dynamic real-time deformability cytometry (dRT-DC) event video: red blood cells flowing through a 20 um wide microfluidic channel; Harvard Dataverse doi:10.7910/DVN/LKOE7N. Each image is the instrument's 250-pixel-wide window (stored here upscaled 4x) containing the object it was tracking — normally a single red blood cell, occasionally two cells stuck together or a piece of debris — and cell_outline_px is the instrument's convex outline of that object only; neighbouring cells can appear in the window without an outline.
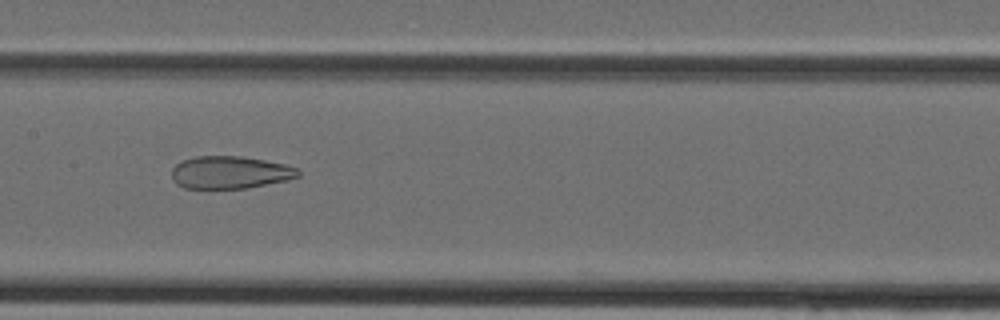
{"species": "Egyptian fruit bat (a non-hibernating species)", "species_latin": "Rousettus aegyptiacus", "temperature_condition": "cold", "stored_images_in_passage": 33, "camera_frame_rate_fps": 3000, "um_per_image_px": 0.085, "animal": {"sex": "female"}, "frame": {"image": 1, "passage_image": 13, "time_ms": 4.0, "image_size_px": [1000, 320], "cell_outline_px": [[300, 176], [288, 180], [248, 188], [184, 188], [176, 184], [172, 180], [172, 168], [176, 164], [184, 160], [196, 156], [240, 156], [264, 160], [284, 164], [296, 168], [300, 172]], "centroid_in_image_um": [19.55, 14.66], "position_along_channel_um": 187.9, "area_um2": 23.99}}
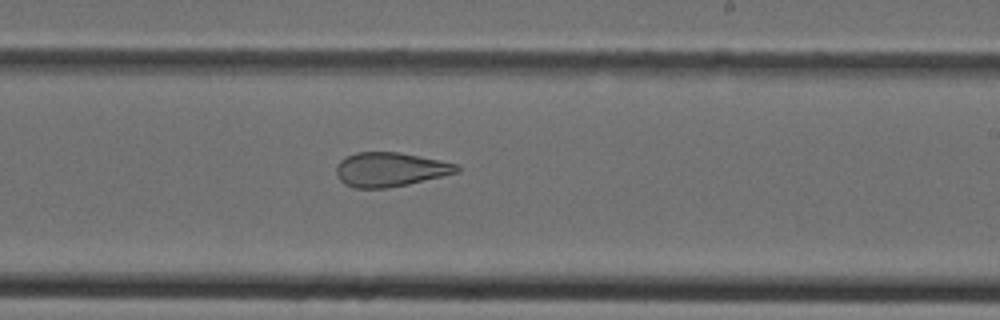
{"frame": {"image": 2, "passage_image": 17, "time_ms": 5.333, "image_size_px": [1000, 320], "cell_outline_px": [[460, 172], [408, 184], [388, 188], [352, 188], [344, 184], [336, 176], [336, 164], [340, 160], [356, 152], [400, 152], [420, 156], [456, 164], [460, 168]], "centroid_in_image_um": [33.13, 14.41], "position_along_channel_um": 255.9, "area_um2": 24.1}}
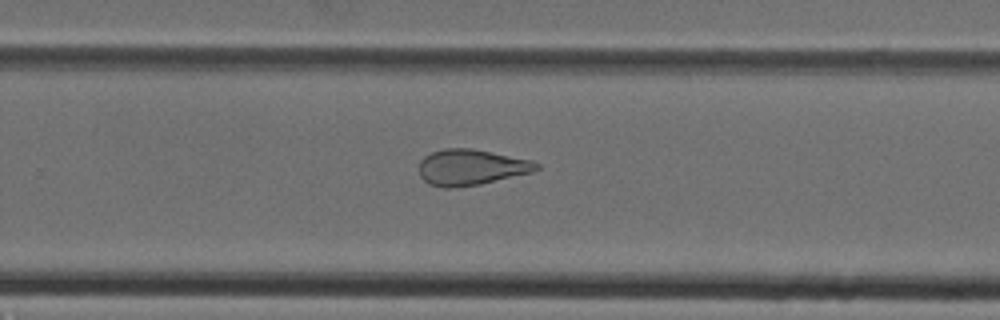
{"frame": {"image": 3, "passage_image": 19, "time_ms": 6.0, "image_size_px": [1000, 320], "cell_outline_px": [[540, 168], [532, 172], [480, 184], [456, 188], [444, 188], [428, 184], [420, 176], [420, 160], [424, 156], [432, 152], [444, 148], [472, 148], [532, 160], [540, 164]], "centroid_in_image_um": [40.03, 14.22], "position_along_channel_um": 289.8, "area_um2": 24.62}}